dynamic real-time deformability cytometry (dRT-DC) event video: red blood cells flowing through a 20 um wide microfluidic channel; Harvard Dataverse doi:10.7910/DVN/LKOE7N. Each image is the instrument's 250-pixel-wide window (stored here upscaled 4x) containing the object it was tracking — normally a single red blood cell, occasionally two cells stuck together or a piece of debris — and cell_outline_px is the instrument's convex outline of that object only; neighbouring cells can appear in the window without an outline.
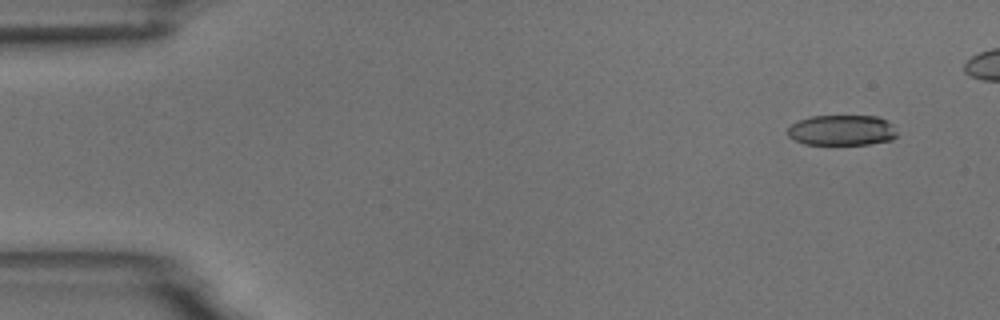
{"species": "common noctule bat (a hibernating species)", "species_latin": "Nyctalus noctula", "temperature_condition": "room temperature", "stored_images_in_passage": 3, "camera_frame_rate_fps": 3000, "um_per_image_px": 0.085, "animal": {"sex": "male", "body_mass_g": 18.8}, "frame": {"image": 1, "passage_image": 1, "time_ms": 0.0, "image_size_px": [1000, 320], "cell_outline_px": [[896, 136], [892, 140], [868, 144], [804, 144], [788, 136], [788, 128], [792, 124], [800, 120], [812, 116], [876, 116], [892, 124], [896, 132]], "centroid_in_image_um": [71.56, 11.07], "position_along_channel_um": 13.4, "area_um2": 19.25}}